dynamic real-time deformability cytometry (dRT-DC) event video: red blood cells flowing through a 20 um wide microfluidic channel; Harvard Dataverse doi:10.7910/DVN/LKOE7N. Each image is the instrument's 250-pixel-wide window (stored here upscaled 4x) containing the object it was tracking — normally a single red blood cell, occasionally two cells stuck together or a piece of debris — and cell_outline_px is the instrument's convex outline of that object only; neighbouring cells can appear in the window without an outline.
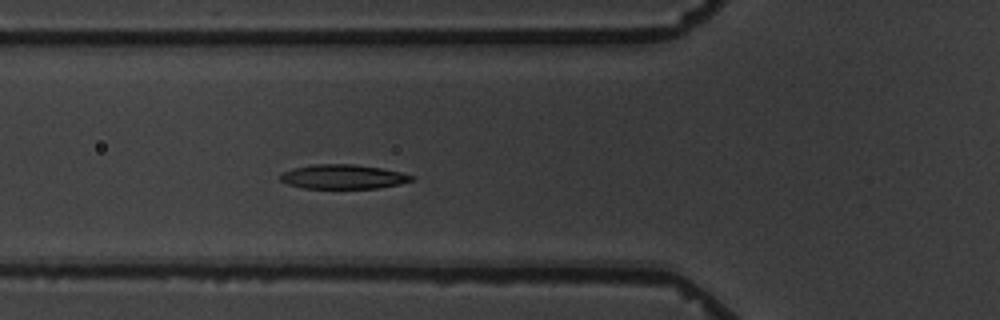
{"species": "common noctule bat (a hibernating species)", "species_latin": "Nyctalus noctula", "temperature_condition": "warm", "stored_images_in_passage": 4, "camera_frame_rate_fps": 3000, "um_per_image_px": 0.085, "animal": {"sex": "male", "body_mass_g": 19.5, "forearm_length_mm": 54.6}, "frame": {"image": 1, "passage_image": 4, "time_ms": 3.333, "image_size_px": [1000, 320], "cell_outline_px": [[416, 176], [412, 180], [400, 184], [380, 188], [304, 188], [288, 184], [280, 180], [280, 176], [284, 172], [292, 168], [312, 164], [352, 164], [380, 168], [400, 172]], "centroid_in_image_um": [29.17, 15.02], "position_along_channel_um": 96.6, "area_um2": 18.55}}